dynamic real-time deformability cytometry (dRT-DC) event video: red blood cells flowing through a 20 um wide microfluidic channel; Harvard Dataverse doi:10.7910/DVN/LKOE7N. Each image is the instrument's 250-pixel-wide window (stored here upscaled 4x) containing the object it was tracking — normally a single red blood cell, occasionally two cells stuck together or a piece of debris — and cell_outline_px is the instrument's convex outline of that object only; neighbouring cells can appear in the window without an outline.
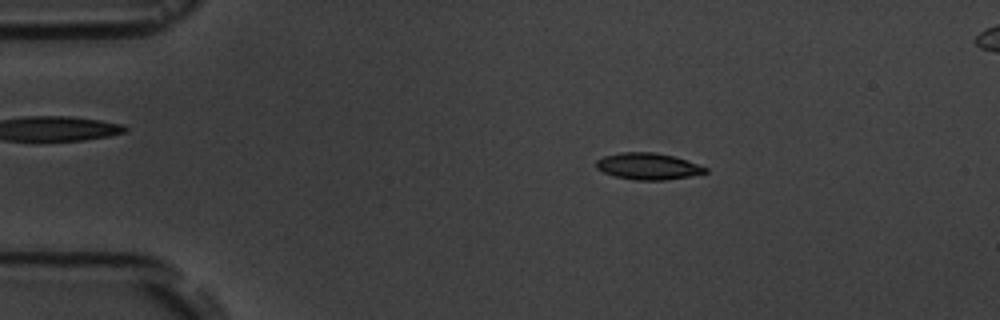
{"species": "common noctule bat (a hibernating species)", "species_latin": "Nyctalus noctula", "temperature_condition": "room temperature", "stored_images_in_passage": 6, "camera_frame_rate_fps": 3000, "um_per_image_px": 0.085, "animal": {"sex": "male", "body_mass_g": 19.5, "forearm_length_mm": 54.6}, "frame": {"image": 1, "passage_image": 6, "time_ms": 6.333, "image_size_px": [1000, 320], "cell_outline_px": [[708, 172], [688, 176], [664, 180], [636, 180], [616, 176], [604, 172], [596, 168], [596, 160], [604, 156], [620, 152], [656, 152], [672, 156], [708, 168]], "centroid_in_image_um": [55.05, 14.13], "position_along_channel_um": 30.0, "area_um2": 16.65}}